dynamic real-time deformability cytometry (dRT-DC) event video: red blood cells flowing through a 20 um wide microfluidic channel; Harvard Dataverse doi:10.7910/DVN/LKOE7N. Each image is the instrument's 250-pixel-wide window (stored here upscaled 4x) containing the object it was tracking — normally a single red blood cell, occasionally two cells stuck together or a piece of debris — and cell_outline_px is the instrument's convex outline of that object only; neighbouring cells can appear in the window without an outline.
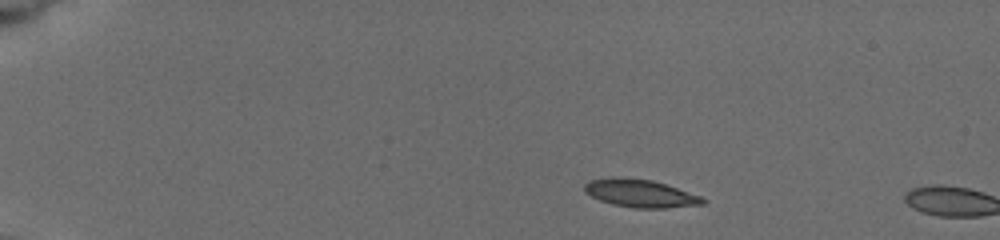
{"species": "common noctule bat (a hibernating species)", "species_latin": "Nyctalus noctula", "temperature_condition": "cold", "stored_images_in_passage": 2, "camera_frame_rate_fps": 3000, "um_per_image_px": 0.085, "animal": {"sex": "female", "body_mass_g": 19.5, "forearm_length_mm": 54.1}, "frame": {"image": 1, "passage_image": 1, "time_ms": 0.0, "image_size_px": [1000, 240], "cell_outline_px": [[708, 200], [704, 204], [668, 208], [636, 208], [612, 204], [600, 200], [584, 192], [584, 184], [588, 180], [612, 176], [620, 176], [652, 180], [700, 196]], "centroid_in_image_um": [54.39, 16.42], "position_along_channel_um": 30.6, "area_um2": 19.31}}